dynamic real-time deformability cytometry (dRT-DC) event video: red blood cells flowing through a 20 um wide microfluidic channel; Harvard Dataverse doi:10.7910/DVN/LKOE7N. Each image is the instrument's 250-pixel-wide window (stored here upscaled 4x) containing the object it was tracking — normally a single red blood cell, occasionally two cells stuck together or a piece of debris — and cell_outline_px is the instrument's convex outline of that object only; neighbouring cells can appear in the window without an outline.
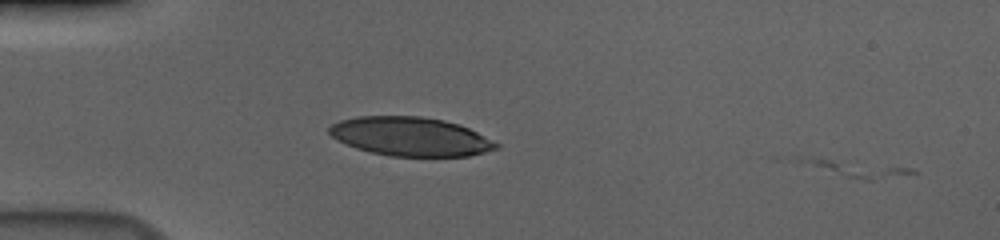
{"species": "human", "species_latin": "Homo sapiens", "temperature_condition": "cold", "stored_images_in_passage": 2, "camera_frame_rate_fps": 3000, "um_per_image_px": 0.085, "donor": {"sex": "male"}, "frame": {"image": 1, "passage_image": 1, "time_ms": 0.0, "image_size_px": [1000, 240], "cell_outline_px": [[500, 148], [468, 156], [388, 156], [356, 148], [336, 140], [328, 132], [328, 128], [332, 124], [340, 120], [356, 116], [420, 116], [444, 120], [460, 124], [500, 144]], "centroid_in_image_um": [34.87, 11.6], "position_along_channel_um": 50.1, "area_um2": 37.86}}